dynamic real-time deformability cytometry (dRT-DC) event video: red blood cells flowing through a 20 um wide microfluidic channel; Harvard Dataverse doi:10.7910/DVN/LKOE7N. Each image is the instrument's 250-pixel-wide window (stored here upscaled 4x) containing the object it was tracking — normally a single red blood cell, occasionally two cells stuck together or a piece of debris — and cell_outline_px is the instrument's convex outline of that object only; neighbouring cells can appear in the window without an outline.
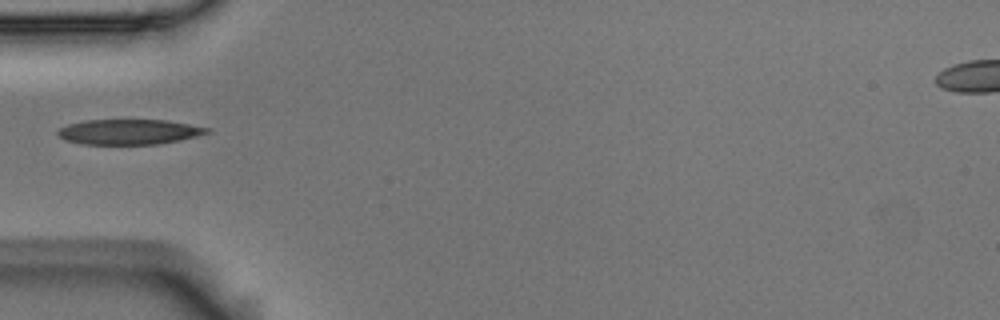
{"species": "Egyptian fruit bat (a non-hibernating species)", "species_latin": "Rousettus aegyptiacus", "temperature_condition": "room temperature", "stored_images_in_passage": 1, "camera_frame_rate_fps": 3000, "um_per_image_px": 0.085, "animal": {"sex": "male"}, "frame": {"image": 1, "passage_image": 1, "time_ms": 0.0, "image_size_px": [1000, 320], "cell_outline_px": [[212, 132], [180, 140], [160, 144], [80, 144], [64, 140], [56, 132], [60, 128], [68, 124], [84, 120], [168, 120], [212, 128]], "centroid_in_image_um": [11.0, 11.21], "position_along_channel_um": 74.0, "area_um2": 22.08}}